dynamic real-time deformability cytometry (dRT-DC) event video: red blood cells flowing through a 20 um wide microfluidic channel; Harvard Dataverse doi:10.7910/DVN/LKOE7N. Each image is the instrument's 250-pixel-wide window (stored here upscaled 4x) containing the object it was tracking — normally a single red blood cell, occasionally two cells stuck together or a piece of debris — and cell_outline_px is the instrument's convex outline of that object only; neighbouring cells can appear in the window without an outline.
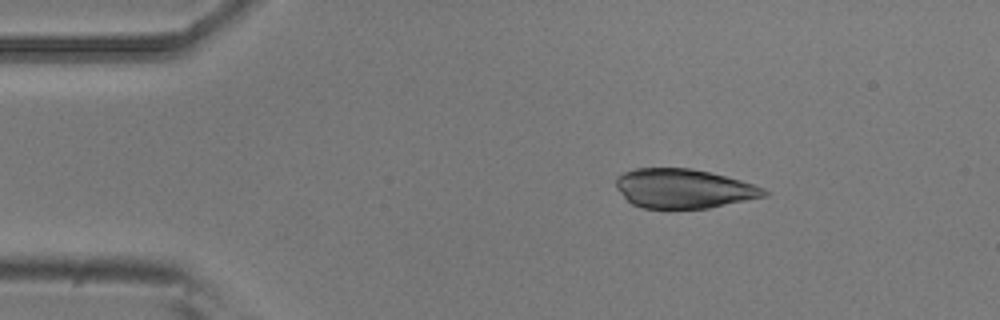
{"species": "common noctule bat (a hibernating species)", "species_latin": "Nyctalus noctula", "temperature_condition": "room temperature", "stored_images_in_passage": 4, "camera_frame_rate_fps": 3000, "um_per_image_px": 0.085, "animal": {"sex": "male", "body_mass_g": 20.5, "forearm_length_mm": 52.5}, "frame": {"image": 1, "passage_image": 2, "time_ms": 0.333, "image_size_px": [1000, 320], "cell_outline_px": [[768, 196], [708, 208], [644, 208], [632, 204], [616, 188], [616, 176], [624, 172], [636, 168], [692, 168], [740, 180], [764, 188], [768, 192]], "centroid_in_image_um": [58.1, 16.03], "position_along_channel_um": 26.9, "area_um2": 33.76}}